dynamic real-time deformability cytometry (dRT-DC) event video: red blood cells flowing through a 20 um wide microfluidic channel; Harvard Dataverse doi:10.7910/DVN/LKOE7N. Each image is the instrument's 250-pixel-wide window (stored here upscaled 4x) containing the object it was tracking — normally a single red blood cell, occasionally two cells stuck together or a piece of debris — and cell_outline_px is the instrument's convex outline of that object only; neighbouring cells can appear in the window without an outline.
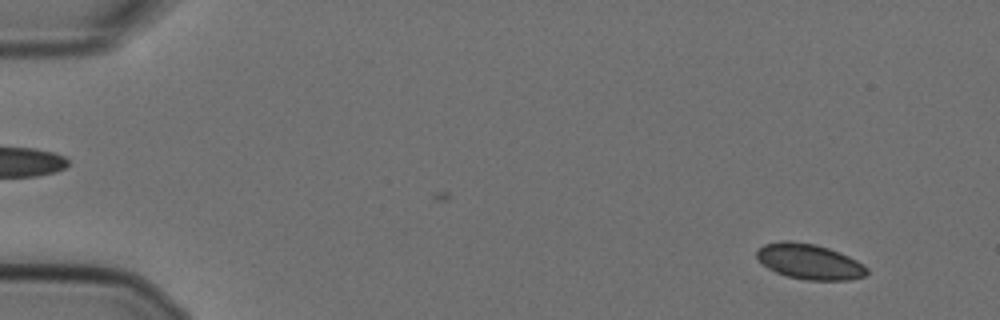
{"species": "Egyptian fruit bat (a non-hibernating species)", "species_latin": "Rousettus aegyptiacus", "temperature_condition": "cold", "stored_images_in_passage": 17, "camera_frame_rate_fps": 3000, "um_per_image_px": 0.085, "animal": {"sex": "female"}, "frame": {"image": 1, "passage_image": 5, "time_ms": 1.333, "image_size_px": [1000, 320], "cell_outline_px": [[868, 272], [864, 276], [848, 280], [808, 280], [788, 276], [776, 272], [768, 268], [756, 256], [756, 252], [764, 244], [780, 240], [788, 240], [812, 244], [828, 248], [840, 252], [864, 264], [868, 268]], "centroid_in_image_um": [68.81, 22.23], "position_along_channel_um": 16.2, "area_um2": 22.54}}